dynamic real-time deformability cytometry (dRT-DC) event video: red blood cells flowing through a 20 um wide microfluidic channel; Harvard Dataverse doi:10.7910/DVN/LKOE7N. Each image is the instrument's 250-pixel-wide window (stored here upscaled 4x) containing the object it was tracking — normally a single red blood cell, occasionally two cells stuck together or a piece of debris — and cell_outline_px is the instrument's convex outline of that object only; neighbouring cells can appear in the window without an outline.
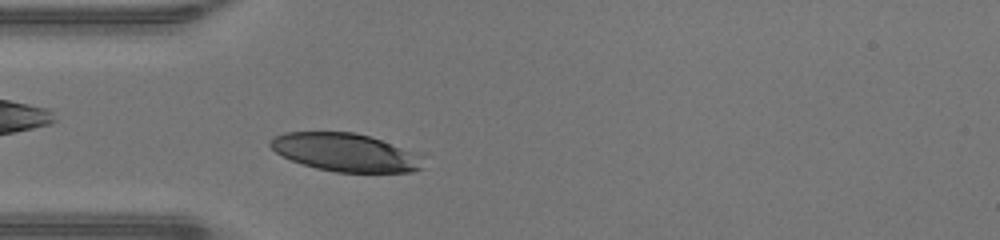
{"species": "human", "species_latin": "Homo sapiens", "temperature_condition": "warm", "stored_images_in_passage": 34, "camera_frame_rate_fps": 3000, "um_per_image_px": 0.085, "donor": {"sex": "male"}, "frame": {"image": 1, "passage_image": 3, "time_ms": 0.667, "image_size_px": [1000, 240], "cell_outline_px": [[424, 168], [412, 172], [336, 172], [316, 168], [292, 160], [276, 152], [268, 144], [268, 140], [284, 132], [352, 132], [368, 136], [380, 140], [412, 152], [420, 156]], "centroid_in_image_um": [29.32, 12.96], "position_along_channel_um": 55.7, "area_um2": 33.41}}
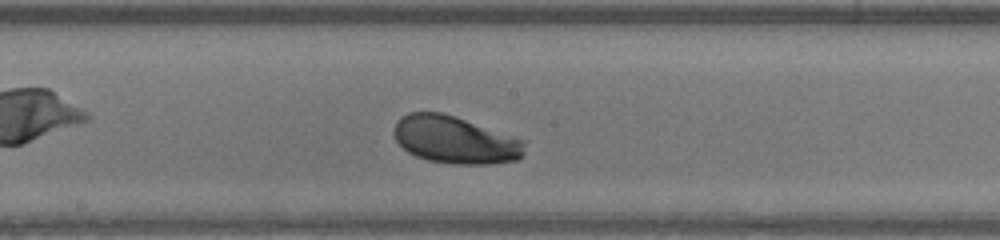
{"frame": {"image": 2, "passage_image": 14, "time_ms": 4.333, "image_size_px": [1000, 240], "cell_outline_px": [[528, 140], [524, 152], [520, 160], [488, 164], [452, 164], [428, 160], [416, 156], [408, 152], [396, 140], [392, 132], [392, 128], [396, 120], [400, 116], [408, 112], [440, 112], [456, 116]], "centroid_in_image_um": [38.71, 11.88], "position_along_channel_um": 209.5, "area_um2": 36.88}}
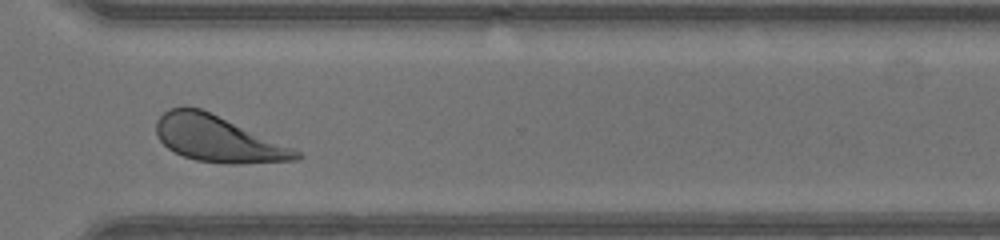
{"frame": {"image": 3, "passage_image": 24, "time_ms": 7.667, "image_size_px": [1000, 240], "cell_outline_px": [[304, 156], [296, 160], [236, 164], [228, 164], [196, 160], [184, 156], [168, 148], [160, 140], [156, 132], [156, 120], [168, 108], [184, 104], [200, 108], [292, 148], [300, 152]], "centroid_in_image_um": [18.46, 11.78], "position_along_channel_um": 352.1, "area_um2": 37.22}, "authors_computed_cell_mechanics": {"area_um2": 35.8938, "velocity_mm_per_s": 4.2821, "shape_relaxation_time_tau1_ms": 2.1252, "shape_relaxation_time_tau2_ms": null, "deformation_change_tau1": 0.1186, "deformation_change_tau2": null}}